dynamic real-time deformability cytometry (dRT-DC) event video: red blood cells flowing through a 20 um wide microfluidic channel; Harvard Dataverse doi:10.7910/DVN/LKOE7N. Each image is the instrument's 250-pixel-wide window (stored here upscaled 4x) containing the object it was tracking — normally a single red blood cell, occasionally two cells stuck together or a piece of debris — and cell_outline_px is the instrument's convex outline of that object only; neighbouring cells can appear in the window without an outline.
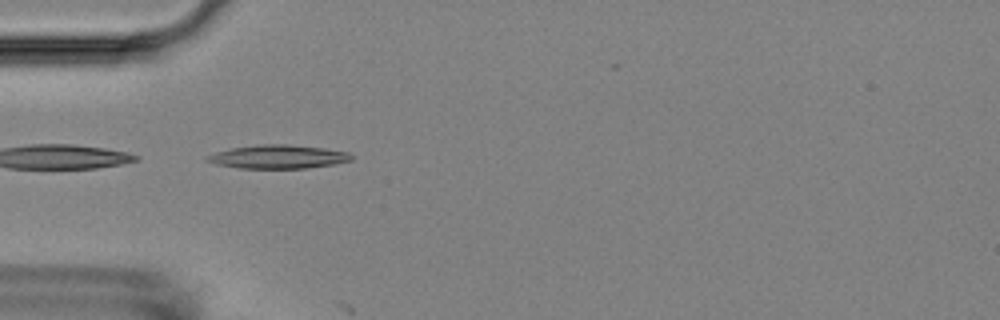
{"species": "Egyptian fruit bat (a non-hibernating species)", "species_latin": "Rousettus aegyptiacus", "temperature_condition": "room temperature", "stored_images_in_passage": 4, "camera_frame_rate_fps": 3000, "um_per_image_px": 0.085, "animal": {"sex": "female"}, "frame": {"image": 1, "passage_image": 3, "time_ms": 2.333, "image_size_px": [1000, 320], "cell_outline_px": [[352, 160], [336, 164], [308, 168], [240, 168], [216, 164], [204, 160], [204, 156], [216, 152], [232, 148], [256, 144], [288, 144], [324, 148], [348, 152], [352, 156]], "centroid_in_image_um": [23.62, 13.32], "position_along_channel_um": 61.4, "area_um2": 19.94}}